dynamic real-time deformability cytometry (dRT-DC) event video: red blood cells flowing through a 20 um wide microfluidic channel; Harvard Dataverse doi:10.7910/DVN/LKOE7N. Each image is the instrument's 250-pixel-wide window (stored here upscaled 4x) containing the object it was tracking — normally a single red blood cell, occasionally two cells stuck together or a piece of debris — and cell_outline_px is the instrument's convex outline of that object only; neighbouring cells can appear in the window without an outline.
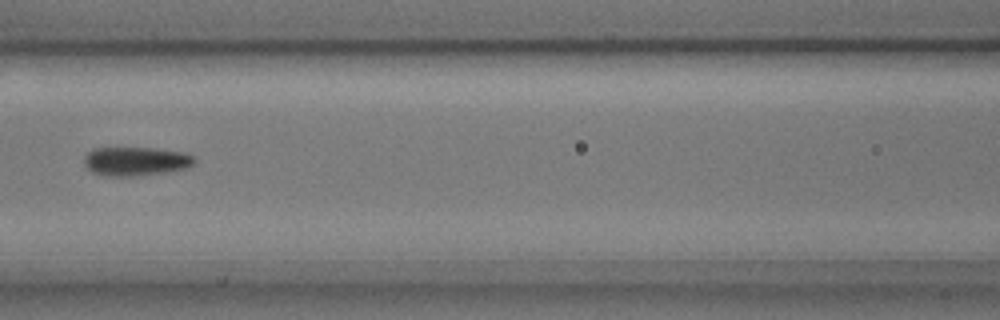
{"species": "common noctule bat (a hibernating species)", "species_latin": "Nyctalus noctula", "temperature_condition": "cold", "stored_images_in_passage": 9, "camera_frame_rate_fps": 3000, "um_per_image_px": 0.085, "animal": {"sex": "male", "body_mass_g": 17.9, "forearm_length_mm": 54.2}, "frame": {"image": 1, "passage_image": 7, "time_ms": 2.0, "image_size_px": [1000, 320], "cell_outline_px": [[196, 160], [192, 164], [184, 168], [164, 172], [132, 176], [104, 176], [92, 172], [84, 164], [84, 156], [92, 148], [156, 148], [184, 152], [192, 156]], "centroid_in_image_um": [11.49, 13.7], "position_along_channel_um": 155.1, "area_um2": 18.44}}
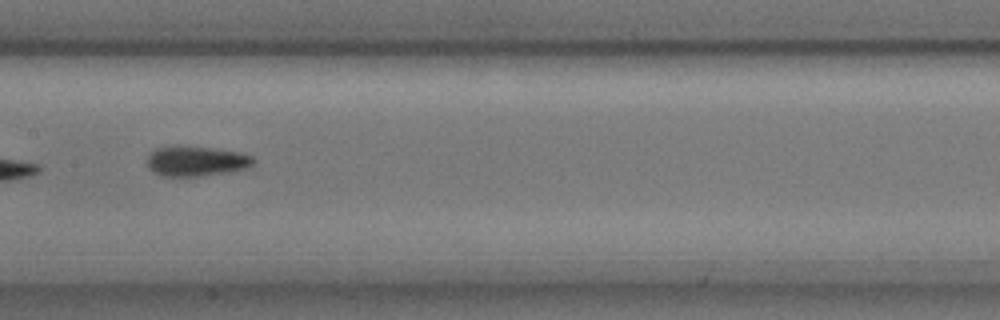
{"frame": {"image": 2, "passage_image": 8, "time_ms": 2.333, "image_size_px": [1000, 320], "cell_outline_px": [[256, 160], [252, 164], [244, 168], [200, 176], [160, 176], [152, 172], [148, 168], [148, 156], [156, 148], [212, 148], [244, 152], [252, 156]], "centroid_in_image_um": [16.69, 13.72], "position_along_channel_um": 190.7, "area_um2": 17.98}}
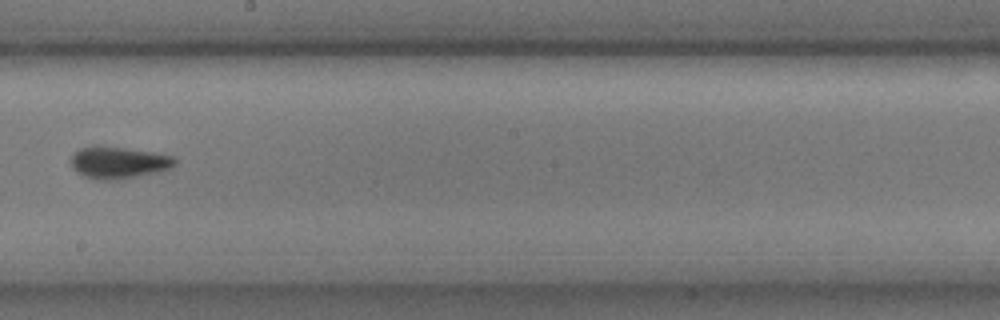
{"frame": {"image": 3, "passage_image": 9, "time_ms": 2.667, "image_size_px": [1000, 320], "cell_outline_px": [[176, 164], [168, 168], [156, 172], [116, 180], [100, 180], [84, 176], [76, 172], [72, 168], [72, 156], [80, 148], [92, 144], [96, 144], [152, 152], [172, 156], [176, 160]], "centroid_in_image_um": [10.02, 13.8], "position_along_channel_um": 238.2, "area_um2": 19.25}}